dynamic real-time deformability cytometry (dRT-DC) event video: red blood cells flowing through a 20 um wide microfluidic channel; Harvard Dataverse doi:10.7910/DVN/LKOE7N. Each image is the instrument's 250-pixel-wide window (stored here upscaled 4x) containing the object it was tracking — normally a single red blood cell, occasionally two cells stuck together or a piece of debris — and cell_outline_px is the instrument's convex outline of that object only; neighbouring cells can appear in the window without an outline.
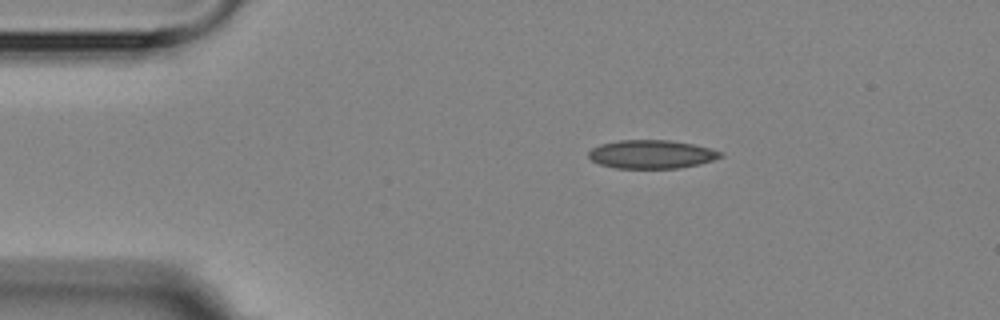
{"species": "Egyptian fruit bat (a non-hibernating species)", "species_latin": "Rousettus aegyptiacus", "temperature_condition": "room temperature", "stored_images_in_passage": 3, "camera_frame_rate_fps": 3000, "um_per_image_px": 0.085, "animal": {"sex": "female"}, "frame": {"image": 1, "passage_image": 1, "time_ms": 0.0, "image_size_px": [1000, 320], "cell_outline_px": [[724, 156], [700, 164], [680, 168], [616, 168], [600, 164], [592, 160], [588, 156], [588, 152], [592, 148], [600, 144], [620, 140], [668, 140], [692, 144], [724, 152]], "centroid_in_image_um": [55.39, 13.11], "position_along_channel_um": 29.6, "area_um2": 21.85}}
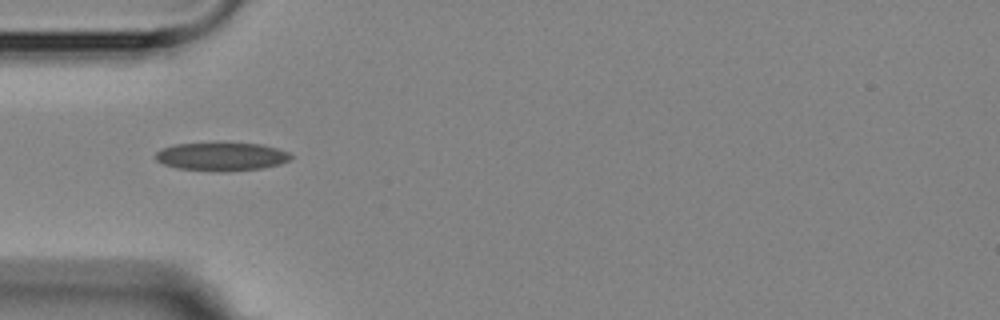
{"frame": {"image": 2, "passage_image": 3, "time_ms": 2.333, "image_size_px": [1000, 320], "cell_outline_px": [[292, 156], [288, 160], [280, 164], [264, 168], [228, 172], [220, 172], [176, 168], [164, 164], [156, 160], [156, 152], [164, 148], [176, 144], [212, 140], [220, 140], [260, 144], [276, 148], [288, 152]], "centroid_in_image_um": [18.82, 13.27], "position_along_channel_um": 66.2, "area_um2": 23.35}}